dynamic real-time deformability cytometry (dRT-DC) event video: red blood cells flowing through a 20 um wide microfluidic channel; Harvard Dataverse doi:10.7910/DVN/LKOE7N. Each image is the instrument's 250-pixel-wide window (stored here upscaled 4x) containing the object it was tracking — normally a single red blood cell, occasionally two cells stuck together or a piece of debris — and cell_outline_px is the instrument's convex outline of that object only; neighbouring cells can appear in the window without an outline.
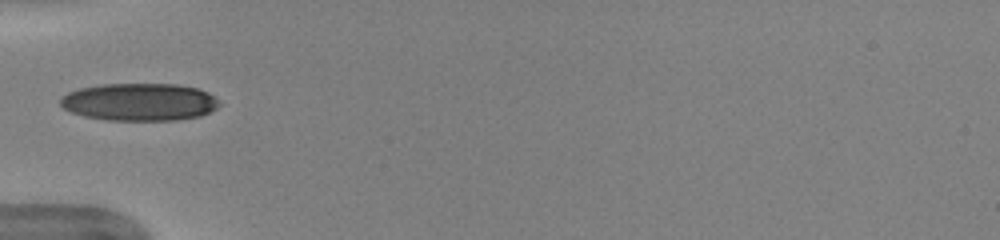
{"species": "human", "species_latin": "Homo sapiens", "temperature_condition": "warm", "stored_images_in_passage": 34, "camera_frame_rate_fps": 3000, "um_per_image_px": 0.085, "donor": {"sex": "female"}, "frame": {"image": 1, "passage_image": 1, "time_ms": 0.0, "image_size_px": [1000, 240], "cell_outline_px": [[220, 104], [216, 108], [200, 116], [176, 120], [108, 120], [84, 116], [72, 112], [64, 108], [60, 104], [60, 96], [68, 92], [80, 88], [100, 84], [180, 84], [196, 88], [208, 92]], "centroid_in_image_um": [11.82, 8.66], "position_along_channel_um": 73.2, "area_um2": 34.74}}
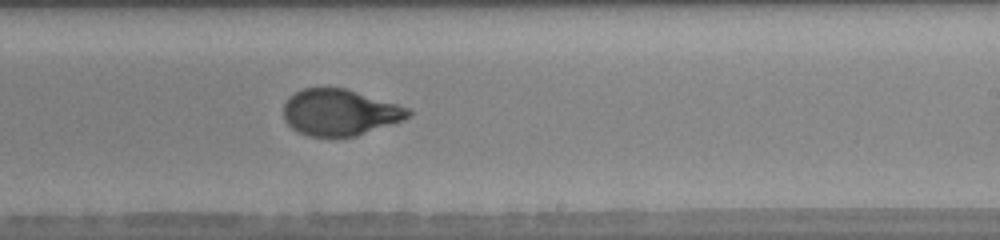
{"frame": {"image": 2, "passage_image": 15, "time_ms": 4.667, "image_size_px": [1000, 240], "cell_outline_px": [[412, 112], [404, 120], [356, 136], [308, 136], [292, 128], [284, 120], [284, 104], [296, 92], [304, 88], [344, 88], [396, 104], [408, 108]], "centroid_in_image_um": [28.88, 9.56], "position_along_channel_um": 260.1, "area_um2": 33.12}, "authors_computed_cell_mechanics": {"area_um2": 34.7667, "velocity_mm_per_s": 3.9977, "shape_relaxation_time_tau1_ms": 4.8672, "shape_relaxation_time_tau2_ms": null, "deformation_change_tau1": 0.21, "deformation_change_tau2": null}}